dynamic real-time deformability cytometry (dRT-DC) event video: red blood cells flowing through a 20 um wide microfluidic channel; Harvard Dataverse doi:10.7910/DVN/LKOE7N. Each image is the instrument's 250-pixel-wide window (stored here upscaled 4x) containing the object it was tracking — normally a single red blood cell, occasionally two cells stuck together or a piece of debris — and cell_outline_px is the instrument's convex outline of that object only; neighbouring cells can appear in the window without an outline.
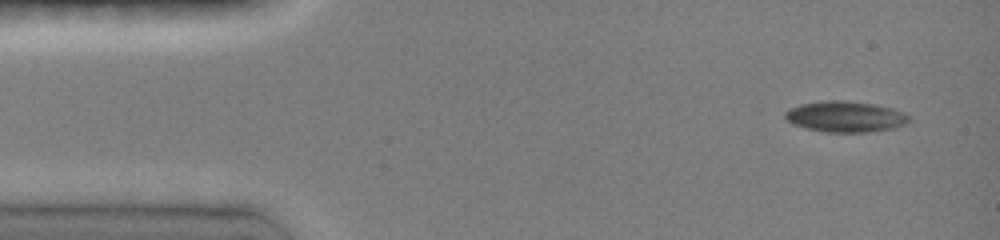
{"species": "common noctule bat (a hibernating species)", "species_latin": "Nyctalus noctula", "temperature_condition": "room temperature", "stored_images_in_passage": 4, "camera_frame_rate_fps": 3000, "um_per_image_px": 0.085, "animal": {"sex": "female", "body_mass_g": 19.0, "forearm_length_mm": 51.5}, "frame": {"image": 1, "passage_image": 1, "time_ms": 0.0, "image_size_px": [1000, 240], "cell_outline_px": [[912, 116], [904, 124], [892, 128], [868, 132], [824, 132], [792, 124], [784, 116], [784, 112], [788, 108], [800, 104], [824, 100], [844, 100], [876, 104], [892, 108], [904, 112]], "centroid_in_image_um": [71.84, 9.9], "position_along_channel_um": 13.2, "area_um2": 22.43}}
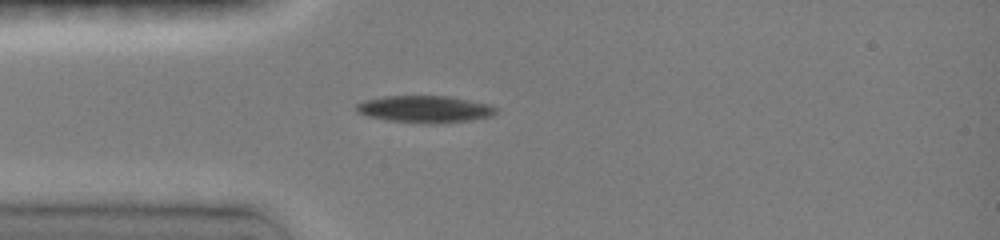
{"frame": {"image": 2, "passage_image": 4, "time_ms": 3.0, "image_size_px": [1000, 240], "cell_outline_px": [[496, 112], [492, 116], [472, 120], [388, 120], [368, 116], [356, 112], [356, 104], [364, 100], [384, 96], [448, 96], [492, 104], [496, 108]], "centroid_in_image_um": [36.1, 9.21], "position_along_channel_um": 48.9, "area_um2": 20.81}}